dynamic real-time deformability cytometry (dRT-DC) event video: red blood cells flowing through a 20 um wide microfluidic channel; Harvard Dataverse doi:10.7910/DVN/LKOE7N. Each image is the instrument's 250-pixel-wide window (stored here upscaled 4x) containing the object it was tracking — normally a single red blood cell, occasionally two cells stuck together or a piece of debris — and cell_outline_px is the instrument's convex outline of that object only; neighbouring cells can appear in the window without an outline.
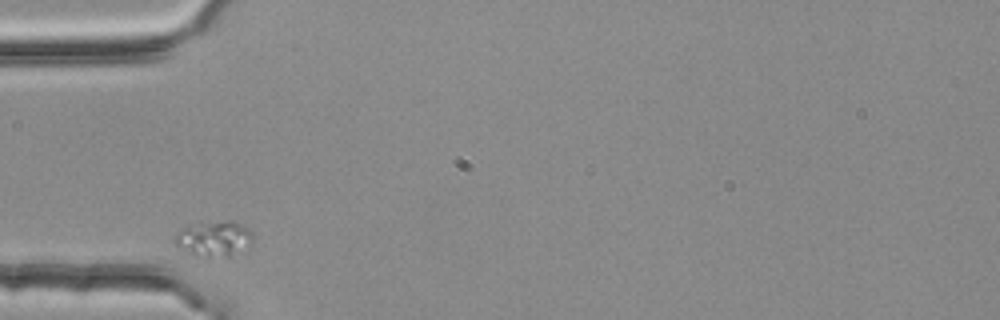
{"species": "common noctule bat (a hibernating species)", "species_latin": "Nyctalus noctula", "temperature_condition": "room temperature", "stored_images_in_passage": 3, "camera_frame_rate_fps": 3000, "um_per_image_px": 0.085, "animal": {"sex": "female", "body_mass_g": 25.1}, "frame": {"image": 1, "passage_image": 1, "time_ms": 0.0, "image_size_px": [1000, 320], "cell_outline_px": [[252, 244], [232, 256], [192, 256], [180, 248], [172, 240], [176, 232], [184, 228], [200, 224], [228, 220], [232, 220], [248, 228], [252, 232]], "centroid_in_image_um": [18.19, 20.31], "position_along_channel_um": 66.8, "area_um2": 16.01}}